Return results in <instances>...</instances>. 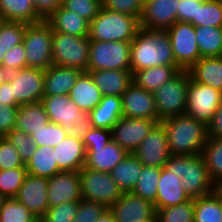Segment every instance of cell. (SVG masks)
Listing matches in <instances>:
<instances>
[{"label":"cell","instance_id":"34","mask_svg":"<svg viewBox=\"0 0 222 222\" xmlns=\"http://www.w3.org/2000/svg\"><path fill=\"white\" fill-rule=\"evenodd\" d=\"M25 167L28 174L45 178L61 172L54 157V147L46 145L36 147Z\"/></svg>","mask_w":222,"mask_h":222},{"label":"cell","instance_id":"7","mask_svg":"<svg viewBox=\"0 0 222 222\" xmlns=\"http://www.w3.org/2000/svg\"><path fill=\"white\" fill-rule=\"evenodd\" d=\"M188 88V70H180L173 78L153 92L157 120L185 114Z\"/></svg>","mask_w":222,"mask_h":222},{"label":"cell","instance_id":"12","mask_svg":"<svg viewBox=\"0 0 222 222\" xmlns=\"http://www.w3.org/2000/svg\"><path fill=\"white\" fill-rule=\"evenodd\" d=\"M45 70L37 68H23L8 75V82L12 86L13 96L20 104L42 101L44 96Z\"/></svg>","mask_w":222,"mask_h":222},{"label":"cell","instance_id":"11","mask_svg":"<svg viewBox=\"0 0 222 222\" xmlns=\"http://www.w3.org/2000/svg\"><path fill=\"white\" fill-rule=\"evenodd\" d=\"M166 31L170 38L176 64L182 70H188L200 59L195 26L190 22L176 21Z\"/></svg>","mask_w":222,"mask_h":222},{"label":"cell","instance_id":"39","mask_svg":"<svg viewBox=\"0 0 222 222\" xmlns=\"http://www.w3.org/2000/svg\"><path fill=\"white\" fill-rule=\"evenodd\" d=\"M193 25L222 27V0H197Z\"/></svg>","mask_w":222,"mask_h":222},{"label":"cell","instance_id":"17","mask_svg":"<svg viewBox=\"0 0 222 222\" xmlns=\"http://www.w3.org/2000/svg\"><path fill=\"white\" fill-rule=\"evenodd\" d=\"M48 178L27 174L15 198L41 220L48 208Z\"/></svg>","mask_w":222,"mask_h":222},{"label":"cell","instance_id":"31","mask_svg":"<svg viewBox=\"0 0 222 222\" xmlns=\"http://www.w3.org/2000/svg\"><path fill=\"white\" fill-rule=\"evenodd\" d=\"M180 70L182 69L178 65L155 66L143 69L133 74V82L148 92L153 93L173 78Z\"/></svg>","mask_w":222,"mask_h":222},{"label":"cell","instance_id":"45","mask_svg":"<svg viewBox=\"0 0 222 222\" xmlns=\"http://www.w3.org/2000/svg\"><path fill=\"white\" fill-rule=\"evenodd\" d=\"M5 138L16 148L25 165L33 156L34 150L37 147L32 136L21 130L13 129Z\"/></svg>","mask_w":222,"mask_h":222},{"label":"cell","instance_id":"27","mask_svg":"<svg viewBox=\"0 0 222 222\" xmlns=\"http://www.w3.org/2000/svg\"><path fill=\"white\" fill-rule=\"evenodd\" d=\"M93 128L112 130L123 116L122 99L118 96H103L100 103L89 113Z\"/></svg>","mask_w":222,"mask_h":222},{"label":"cell","instance_id":"41","mask_svg":"<svg viewBox=\"0 0 222 222\" xmlns=\"http://www.w3.org/2000/svg\"><path fill=\"white\" fill-rule=\"evenodd\" d=\"M16 198H6L0 209V222H39Z\"/></svg>","mask_w":222,"mask_h":222},{"label":"cell","instance_id":"3","mask_svg":"<svg viewBox=\"0 0 222 222\" xmlns=\"http://www.w3.org/2000/svg\"><path fill=\"white\" fill-rule=\"evenodd\" d=\"M169 172L176 173L182 181V187L191 198H199L213 193L217 187L211 181L203 156L171 155L164 164Z\"/></svg>","mask_w":222,"mask_h":222},{"label":"cell","instance_id":"62","mask_svg":"<svg viewBox=\"0 0 222 222\" xmlns=\"http://www.w3.org/2000/svg\"><path fill=\"white\" fill-rule=\"evenodd\" d=\"M6 198L0 193V209H1V206L3 205V202Z\"/></svg>","mask_w":222,"mask_h":222},{"label":"cell","instance_id":"33","mask_svg":"<svg viewBox=\"0 0 222 222\" xmlns=\"http://www.w3.org/2000/svg\"><path fill=\"white\" fill-rule=\"evenodd\" d=\"M0 16L3 20L27 24L43 20L38 15L32 0H0Z\"/></svg>","mask_w":222,"mask_h":222},{"label":"cell","instance_id":"15","mask_svg":"<svg viewBox=\"0 0 222 222\" xmlns=\"http://www.w3.org/2000/svg\"><path fill=\"white\" fill-rule=\"evenodd\" d=\"M48 205L79 202L82 199L79 171H61L48 178Z\"/></svg>","mask_w":222,"mask_h":222},{"label":"cell","instance_id":"61","mask_svg":"<svg viewBox=\"0 0 222 222\" xmlns=\"http://www.w3.org/2000/svg\"><path fill=\"white\" fill-rule=\"evenodd\" d=\"M140 222H159V221H158L157 215L155 214L152 218H149V219H146V220H142Z\"/></svg>","mask_w":222,"mask_h":222},{"label":"cell","instance_id":"19","mask_svg":"<svg viewBox=\"0 0 222 222\" xmlns=\"http://www.w3.org/2000/svg\"><path fill=\"white\" fill-rule=\"evenodd\" d=\"M123 117L157 119L155 98L152 92L132 82L121 96Z\"/></svg>","mask_w":222,"mask_h":222},{"label":"cell","instance_id":"21","mask_svg":"<svg viewBox=\"0 0 222 222\" xmlns=\"http://www.w3.org/2000/svg\"><path fill=\"white\" fill-rule=\"evenodd\" d=\"M191 198L182 187L181 178L174 172L161 168L158 181L156 200L153 203L155 210L172 207L189 201Z\"/></svg>","mask_w":222,"mask_h":222},{"label":"cell","instance_id":"38","mask_svg":"<svg viewBox=\"0 0 222 222\" xmlns=\"http://www.w3.org/2000/svg\"><path fill=\"white\" fill-rule=\"evenodd\" d=\"M160 175L161 168L143 166L139 179L131 192L154 203L156 200Z\"/></svg>","mask_w":222,"mask_h":222},{"label":"cell","instance_id":"48","mask_svg":"<svg viewBox=\"0 0 222 222\" xmlns=\"http://www.w3.org/2000/svg\"><path fill=\"white\" fill-rule=\"evenodd\" d=\"M102 8L110 11L135 16H142L145 0H101Z\"/></svg>","mask_w":222,"mask_h":222},{"label":"cell","instance_id":"23","mask_svg":"<svg viewBox=\"0 0 222 222\" xmlns=\"http://www.w3.org/2000/svg\"><path fill=\"white\" fill-rule=\"evenodd\" d=\"M86 153L82 139L68 135L54 147V157L61 171H80L85 166Z\"/></svg>","mask_w":222,"mask_h":222},{"label":"cell","instance_id":"63","mask_svg":"<svg viewBox=\"0 0 222 222\" xmlns=\"http://www.w3.org/2000/svg\"><path fill=\"white\" fill-rule=\"evenodd\" d=\"M2 21H3V19H2V17L0 16V25H1Z\"/></svg>","mask_w":222,"mask_h":222},{"label":"cell","instance_id":"14","mask_svg":"<svg viewBox=\"0 0 222 222\" xmlns=\"http://www.w3.org/2000/svg\"><path fill=\"white\" fill-rule=\"evenodd\" d=\"M157 119L121 117L112 128V140L133 153L158 123Z\"/></svg>","mask_w":222,"mask_h":222},{"label":"cell","instance_id":"6","mask_svg":"<svg viewBox=\"0 0 222 222\" xmlns=\"http://www.w3.org/2000/svg\"><path fill=\"white\" fill-rule=\"evenodd\" d=\"M90 39L53 31V64L76 68L83 72L88 70Z\"/></svg>","mask_w":222,"mask_h":222},{"label":"cell","instance_id":"10","mask_svg":"<svg viewBox=\"0 0 222 222\" xmlns=\"http://www.w3.org/2000/svg\"><path fill=\"white\" fill-rule=\"evenodd\" d=\"M222 103V92L194 81L188 71L185 114L209 126Z\"/></svg>","mask_w":222,"mask_h":222},{"label":"cell","instance_id":"29","mask_svg":"<svg viewBox=\"0 0 222 222\" xmlns=\"http://www.w3.org/2000/svg\"><path fill=\"white\" fill-rule=\"evenodd\" d=\"M71 100L84 112L92 111L102 100V93L87 72H83L69 92Z\"/></svg>","mask_w":222,"mask_h":222},{"label":"cell","instance_id":"49","mask_svg":"<svg viewBox=\"0 0 222 222\" xmlns=\"http://www.w3.org/2000/svg\"><path fill=\"white\" fill-rule=\"evenodd\" d=\"M25 166L16 148L5 138L0 139V170Z\"/></svg>","mask_w":222,"mask_h":222},{"label":"cell","instance_id":"30","mask_svg":"<svg viewBox=\"0 0 222 222\" xmlns=\"http://www.w3.org/2000/svg\"><path fill=\"white\" fill-rule=\"evenodd\" d=\"M49 122L43 103H29L18 107L15 129L32 135Z\"/></svg>","mask_w":222,"mask_h":222},{"label":"cell","instance_id":"4","mask_svg":"<svg viewBox=\"0 0 222 222\" xmlns=\"http://www.w3.org/2000/svg\"><path fill=\"white\" fill-rule=\"evenodd\" d=\"M140 28V20L131 15L101 8L90 22L89 39L96 41H132Z\"/></svg>","mask_w":222,"mask_h":222},{"label":"cell","instance_id":"52","mask_svg":"<svg viewBox=\"0 0 222 222\" xmlns=\"http://www.w3.org/2000/svg\"><path fill=\"white\" fill-rule=\"evenodd\" d=\"M19 106H9L0 102V136L5 137L15 129Z\"/></svg>","mask_w":222,"mask_h":222},{"label":"cell","instance_id":"25","mask_svg":"<svg viewBox=\"0 0 222 222\" xmlns=\"http://www.w3.org/2000/svg\"><path fill=\"white\" fill-rule=\"evenodd\" d=\"M83 71L51 65L45 70L44 95H68Z\"/></svg>","mask_w":222,"mask_h":222},{"label":"cell","instance_id":"57","mask_svg":"<svg viewBox=\"0 0 222 222\" xmlns=\"http://www.w3.org/2000/svg\"><path fill=\"white\" fill-rule=\"evenodd\" d=\"M0 102L9 106H20L13 96L12 86L8 81L0 85Z\"/></svg>","mask_w":222,"mask_h":222},{"label":"cell","instance_id":"22","mask_svg":"<svg viewBox=\"0 0 222 222\" xmlns=\"http://www.w3.org/2000/svg\"><path fill=\"white\" fill-rule=\"evenodd\" d=\"M85 168L100 172L110 173L128 154L119 144L113 140L100 147H85Z\"/></svg>","mask_w":222,"mask_h":222},{"label":"cell","instance_id":"54","mask_svg":"<svg viewBox=\"0 0 222 222\" xmlns=\"http://www.w3.org/2000/svg\"><path fill=\"white\" fill-rule=\"evenodd\" d=\"M197 0H179V11L177 21L190 22L193 25V18H196Z\"/></svg>","mask_w":222,"mask_h":222},{"label":"cell","instance_id":"9","mask_svg":"<svg viewBox=\"0 0 222 222\" xmlns=\"http://www.w3.org/2000/svg\"><path fill=\"white\" fill-rule=\"evenodd\" d=\"M82 199L110 208L124 193L110 173L81 168L79 171Z\"/></svg>","mask_w":222,"mask_h":222},{"label":"cell","instance_id":"50","mask_svg":"<svg viewBox=\"0 0 222 222\" xmlns=\"http://www.w3.org/2000/svg\"><path fill=\"white\" fill-rule=\"evenodd\" d=\"M25 55L26 52L22 42L18 45L13 46L6 52L1 66L8 73L27 68Z\"/></svg>","mask_w":222,"mask_h":222},{"label":"cell","instance_id":"60","mask_svg":"<svg viewBox=\"0 0 222 222\" xmlns=\"http://www.w3.org/2000/svg\"><path fill=\"white\" fill-rule=\"evenodd\" d=\"M9 73L0 65V85L8 80Z\"/></svg>","mask_w":222,"mask_h":222},{"label":"cell","instance_id":"35","mask_svg":"<svg viewBox=\"0 0 222 222\" xmlns=\"http://www.w3.org/2000/svg\"><path fill=\"white\" fill-rule=\"evenodd\" d=\"M194 222H222V189L194 198Z\"/></svg>","mask_w":222,"mask_h":222},{"label":"cell","instance_id":"16","mask_svg":"<svg viewBox=\"0 0 222 222\" xmlns=\"http://www.w3.org/2000/svg\"><path fill=\"white\" fill-rule=\"evenodd\" d=\"M179 0H145L140 27L167 30L177 21Z\"/></svg>","mask_w":222,"mask_h":222},{"label":"cell","instance_id":"2","mask_svg":"<svg viewBox=\"0 0 222 222\" xmlns=\"http://www.w3.org/2000/svg\"><path fill=\"white\" fill-rule=\"evenodd\" d=\"M171 155H200L208 137V126L182 114L162 120Z\"/></svg>","mask_w":222,"mask_h":222},{"label":"cell","instance_id":"43","mask_svg":"<svg viewBox=\"0 0 222 222\" xmlns=\"http://www.w3.org/2000/svg\"><path fill=\"white\" fill-rule=\"evenodd\" d=\"M156 215L159 222H194V199L158 209Z\"/></svg>","mask_w":222,"mask_h":222},{"label":"cell","instance_id":"20","mask_svg":"<svg viewBox=\"0 0 222 222\" xmlns=\"http://www.w3.org/2000/svg\"><path fill=\"white\" fill-rule=\"evenodd\" d=\"M41 102L49 122L59 124L67 130L86 113L71 100L69 95H44Z\"/></svg>","mask_w":222,"mask_h":222},{"label":"cell","instance_id":"36","mask_svg":"<svg viewBox=\"0 0 222 222\" xmlns=\"http://www.w3.org/2000/svg\"><path fill=\"white\" fill-rule=\"evenodd\" d=\"M201 155L204 158L208 175L217 188L222 187V138L209 136Z\"/></svg>","mask_w":222,"mask_h":222},{"label":"cell","instance_id":"5","mask_svg":"<svg viewBox=\"0 0 222 222\" xmlns=\"http://www.w3.org/2000/svg\"><path fill=\"white\" fill-rule=\"evenodd\" d=\"M53 30L46 20L26 26L23 46L26 52L27 68L46 70L52 61Z\"/></svg>","mask_w":222,"mask_h":222},{"label":"cell","instance_id":"56","mask_svg":"<svg viewBox=\"0 0 222 222\" xmlns=\"http://www.w3.org/2000/svg\"><path fill=\"white\" fill-rule=\"evenodd\" d=\"M38 15L45 20L53 11H55L63 0H32Z\"/></svg>","mask_w":222,"mask_h":222},{"label":"cell","instance_id":"55","mask_svg":"<svg viewBox=\"0 0 222 222\" xmlns=\"http://www.w3.org/2000/svg\"><path fill=\"white\" fill-rule=\"evenodd\" d=\"M91 128L90 116L88 113H85L83 117L75 121V123L67 130V133L70 137L83 139Z\"/></svg>","mask_w":222,"mask_h":222},{"label":"cell","instance_id":"47","mask_svg":"<svg viewBox=\"0 0 222 222\" xmlns=\"http://www.w3.org/2000/svg\"><path fill=\"white\" fill-rule=\"evenodd\" d=\"M79 202H64L48 208L41 222H73L77 214Z\"/></svg>","mask_w":222,"mask_h":222},{"label":"cell","instance_id":"37","mask_svg":"<svg viewBox=\"0 0 222 222\" xmlns=\"http://www.w3.org/2000/svg\"><path fill=\"white\" fill-rule=\"evenodd\" d=\"M200 58L222 56V27L195 26Z\"/></svg>","mask_w":222,"mask_h":222},{"label":"cell","instance_id":"46","mask_svg":"<svg viewBox=\"0 0 222 222\" xmlns=\"http://www.w3.org/2000/svg\"><path fill=\"white\" fill-rule=\"evenodd\" d=\"M62 6L91 22L102 8L101 0H63Z\"/></svg>","mask_w":222,"mask_h":222},{"label":"cell","instance_id":"18","mask_svg":"<svg viewBox=\"0 0 222 222\" xmlns=\"http://www.w3.org/2000/svg\"><path fill=\"white\" fill-rule=\"evenodd\" d=\"M109 209L116 222H140L156 214L151 201L132 192H124Z\"/></svg>","mask_w":222,"mask_h":222},{"label":"cell","instance_id":"58","mask_svg":"<svg viewBox=\"0 0 222 222\" xmlns=\"http://www.w3.org/2000/svg\"><path fill=\"white\" fill-rule=\"evenodd\" d=\"M208 135L222 138V103L214 114L211 124L208 126Z\"/></svg>","mask_w":222,"mask_h":222},{"label":"cell","instance_id":"44","mask_svg":"<svg viewBox=\"0 0 222 222\" xmlns=\"http://www.w3.org/2000/svg\"><path fill=\"white\" fill-rule=\"evenodd\" d=\"M68 135L67 129L59 124L48 122L44 127L35 131L31 136L36 146L55 147Z\"/></svg>","mask_w":222,"mask_h":222},{"label":"cell","instance_id":"1","mask_svg":"<svg viewBox=\"0 0 222 222\" xmlns=\"http://www.w3.org/2000/svg\"><path fill=\"white\" fill-rule=\"evenodd\" d=\"M166 65H177L168 32L140 27L131 41L132 74L143 69Z\"/></svg>","mask_w":222,"mask_h":222},{"label":"cell","instance_id":"26","mask_svg":"<svg viewBox=\"0 0 222 222\" xmlns=\"http://www.w3.org/2000/svg\"><path fill=\"white\" fill-rule=\"evenodd\" d=\"M54 32L75 35L78 37L89 36L90 22L60 5L46 19Z\"/></svg>","mask_w":222,"mask_h":222},{"label":"cell","instance_id":"28","mask_svg":"<svg viewBox=\"0 0 222 222\" xmlns=\"http://www.w3.org/2000/svg\"><path fill=\"white\" fill-rule=\"evenodd\" d=\"M188 71L197 83L222 92V56L200 58Z\"/></svg>","mask_w":222,"mask_h":222},{"label":"cell","instance_id":"59","mask_svg":"<svg viewBox=\"0 0 222 222\" xmlns=\"http://www.w3.org/2000/svg\"><path fill=\"white\" fill-rule=\"evenodd\" d=\"M96 222H116L112 212L107 208Z\"/></svg>","mask_w":222,"mask_h":222},{"label":"cell","instance_id":"32","mask_svg":"<svg viewBox=\"0 0 222 222\" xmlns=\"http://www.w3.org/2000/svg\"><path fill=\"white\" fill-rule=\"evenodd\" d=\"M143 166L133 153H128L127 156L112 169L110 175L123 192H131L139 179Z\"/></svg>","mask_w":222,"mask_h":222},{"label":"cell","instance_id":"8","mask_svg":"<svg viewBox=\"0 0 222 222\" xmlns=\"http://www.w3.org/2000/svg\"><path fill=\"white\" fill-rule=\"evenodd\" d=\"M131 41L90 40L88 70H131Z\"/></svg>","mask_w":222,"mask_h":222},{"label":"cell","instance_id":"40","mask_svg":"<svg viewBox=\"0 0 222 222\" xmlns=\"http://www.w3.org/2000/svg\"><path fill=\"white\" fill-rule=\"evenodd\" d=\"M27 25V23L19 21H2L0 25V65H2L6 52L23 42Z\"/></svg>","mask_w":222,"mask_h":222},{"label":"cell","instance_id":"53","mask_svg":"<svg viewBox=\"0 0 222 222\" xmlns=\"http://www.w3.org/2000/svg\"><path fill=\"white\" fill-rule=\"evenodd\" d=\"M112 140V131L108 129L91 128L82 141L85 147H100Z\"/></svg>","mask_w":222,"mask_h":222},{"label":"cell","instance_id":"42","mask_svg":"<svg viewBox=\"0 0 222 222\" xmlns=\"http://www.w3.org/2000/svg\"><path fill=\"white\" fill-rule=\"evenodd\" d=\"M27 174L25 166L0 170V193L5 198H15Z\"/></svg>","mask_w":222,"mask_h":222},{"label":"cell","instance_id":"24","mask_svg":"<svg viewBox=\"0 0 222 222\" xmlns=\"http://www.w3.org/2000/svg\"><path fill=\"white\" fill-rule=\"evenodd\" d=\"M103 96L121 97L133 82L131 70H94L87 71Z\"/></svg>","mask_w":222,"mask_h":222},{"label":"cell","instance_id":"51","mask_svg":"<svg viewBox=\"0 0 222 222\" xmlns=\"http://www.w3.org/2000/svg\"><path fill=\"white\" fill-rule=\"evenodd\" d=\"M106 209L102 204L81 199L73 222H96Z\"/></svg>","mask_w":222,"mask_h":222},{"label":"cell","instance_id":"13","mask_svg":"<svg viewBox=\"0 0 222 222\" xmlns=\"http://www.w3.org/2000/svg\"><path fill=\"white\" fill-rule=\"evenodd\" d=\"M144 166L162 168L171 157L165 127L158 122L133 152Z\"/></svg>","mask_w":222,"mask_h":222}]
</instances>
